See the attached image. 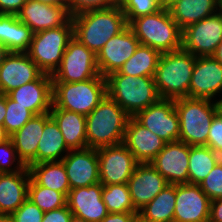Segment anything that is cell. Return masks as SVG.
Wrapping results in <instances>:
<instances>
[{"label":"cell","instance_id":"cell-33","mask_svg":"<svg viewBox=\"0 0 222 222\" xmlns=\"http://www.w3.org/2000/svg\"><path fill=\"white\" fill-rule=\"evenodd\" d=\"M160 56L161 53L159 51L140 44L118 72L134 77H154Z\"/></svg>","mask_w":222,"mask_h":222},{"label":"cell","instance_id":"cell-32","mask_svg":"<svg viewBox=\"0 0 222 222\" xmlns=\"http://www.w3.org/2000/svg\"><path fill=\"white\" fill-rule=\"evenodd\" d=\"M221 159L206 145L189 146L188 183L199 185Z\"/></svg>","mask_w":222,"mask_h":222},{"label":"cell","instance_id":"cell-43","mask_svg":"<svg viewBox=\"0 0 222 222\" xmlns=\"http://www.w3.org/2000/svg\"><path fill=\"white\" fill-rule=\"evenodd\" d=\"M72 213L68 205L62 208L44 212L42 222H70Z\"/></svg>","mask_w":222,"mask_h":222},{"label":"cell","instance_id":"cell-39","mask_svg":"<svg viewBox=\"0 0 222 222\" xmlns=\"http://www.w3.org/2000/svg\"><path fill=\"white\" fill-rule=\"evenodd\" d=\"M13 164L14 168L12 167ZM24 167L25 165L17 156L12 140L8 139L0 143V173L18 172Z\"/></svg>","mask_w":222,"mask_h":222},{"label":"cell","instance_id":"cell-29","mask_svg":"<svg viewBox=\"0 0 222 222\" xmlns=\"http://www.w3.org/2000/svg\"><path fill=\"white\" fill-rule=\"evenodd\" d=\"M69 151L58 124L51 117L38 143L37 163L61 161Z\"/></svg>","mask_w":222,"mask_h":222},{"label":"cell","instance_id":"cell-3","mask_svg":"<svg viewBox=\"0 0 222 222\" xmlns=\"http://www.w3.org/2000/svg\"><path fill=\"white\" fill-rule=\"evenodd\" d=\"M195 61L196 56L183 48L161 54L154 75L160 99L188 97Z\"/></svg>","mask_w":222,"mask_h":222},{"label":"cell","instance_id":"cell-50","mask_svg":"<svg viewBox=\"0 0 222 222\" xmlns=\"http://www.w3.org/2000/svg\"><path fill=\"white\" fill-rule=\"evenodd\" d=\"M180 0H159L162 8L169 9L171 6H173L176 2Z\"/></svg>","mask_w":222,"mask_h":222},{"label":"cell","instance_id":"cell-8","mask_svg":"<svg viewBox=\"0 0 222 222\" xmlns=\"http://www.w3.org/2000/svg\"><path fill=\"white\" fill-rule=\"evenodd\" d=\"M72 38L71 18L60 27L35 33L26 53L43 73L52 75L59 67L68 42Z\"/></svg>","mask_w":222,"mask_h":222},{"label":"cell","instance_id":"cell-15","mask_svg":"<svg viewBox=\"0 0 222 222\" xmlns=\"http://www.w3.org/2000/svg\"><path fill=\"white\" fill-rule=\"evenodd\" d=\"M42 73L26 52H7L0 64V94L7 95Z\"/></svg>","mask_w":222,"mask_h":222},{"label":"cell","instance_id":"cell-26","mask_svg":"<svg viewBox=\"0 0 222 222\" xmlns=\"http://www.w3.org/2000/svg\"><path fill=\"white\" fill-rule=\"evenodd\" d=\"M50 115L58 124L65 143L70 150L87 147L86 116L57 108L53 104Z\"/></svg>","mask_w":222,"mask_h":222},{"label":"cell","instance_id":"cell-53","mask_svg":"<svg viewBox=\"0 0 222 222\" xmlns=\"http://www.w3.org/2000/svg\"><path fill=\"white\" fill-rule=\"evenodd\" d=\"M217 113H219L222 116V99L219 98V100L215 101Z\"/></svg>","mask_w":222,"mask_h":222},{"label":"cell","instance_id":"cell-45","mask_svg":"<svg viewBox=\"0 0 222 222\" xmlns=\"http://www.w3.org/2000/svg\"><path fill=\"white\" fill-rule=\"evenodd\" d=\"M138 212L108 213L101 222H134Z\"/></svg>","mask_w":222,"mask_h":222},{"label":"cell","instance_id":"cell-47","mask_svg":"<svg viewBox=\"0 0 222 222\" xmlns=\"http://www.w3.org/2000/svg\"><path fill=\"white\" fill-rule=\"evenodd\" d=\"M5 114H6V95L0 94V125H3Z\"/></svg>","mask_w":222,"mask_h":222},{"label":"cell","instance_id":"cell-56","mask_svg":"<svg viewBox=\"0 0 222 222\" xmlns=\"http://www.w3.org/2000/svg\"><path fill=\"white\" fill-rule=\"evenodd\" d=\"M134 222H143L139 217Z\"/></svg>","mask_w":222,"mask_h":222},{"label":"cell","instance_id":"cell-1","mask_svg":"<svg viewBox=\"0 0 222 222\" xmlns=\"http://www.w3.org/2000/svg\"><path fill=\"white\" fill-rule=\"evenodd\" d=\"M73 37L90 49L95 55L114 35L128 24L119 5L88 10L72 16Z\"/></svg>","mask_w":222,"mask_h":222},{"label":"cell","instance_id":"cell-57","mask_svg":"<svg viewBox=\"0 0 222 222\" xmlns=\"http://www.w3.org/2000/svg\"><path fill=\"white\" fill-rule=\"evenodd\" d=\"M220 11L222 12V0H220Z\"/></svg>","mask_w":222,"mask_h":222},{"label":"cell","instance_id":"cell-19","mask_svg":"<svg viewBox=\"0 0 222 222\" xmlns=\"http://www.w3.org/2000/svg\"><path fill=\"white\" fill-rule=\"evenodd\" d=\"M127 184L137 212L169 185L150 163H138Z\"/></svg>","mask_w":222,"mask_h":222},{"label":"cell","instance_id":"cell-41","mask_svg":"<svg viewBox=\"0 0 222 222\" xmlns=\"http://www.w3.org/2000/svg\"><path fill=\"white\" fill-rule=\"evenodd\" d=\"M44 212L27 198L11 215L13 222H42Z\"/></svg>","mask_w":222,"mask_h":222},{"label":"cell","instance_id":"cell-38","mask_svg":"<svg viewBox=\"0 0 222 222\" xmlns=\"http://www.w3.org/2000/svg\"><path fill=\"white\" fill-rule=\"evenodd\" d=\"M199 186L211 201L222 198V159L200 182Z\"/></svg>","mask_w":222,"mask_h":222},{"label":"cell","instance_id":"cell-37","mask_svg":"<svg viewBox=\"0 0 222 222\" xmlns=\"http://www.w3.org/2000/svg\"><path fill=\"white\" fill-rule=\"evenodd\" d=\"M119 6L126 16L127 24L137 17L162 9L159 0H119Z\"/></svg>","mask_w":222,"mask_h":222},{"label":"cell","instance_id":"cell-2","mask_svg":"<svg viewBox=\"0 0 222 222\" xmlns=\"http://www.w3.org/2000/svg\"><path fill=\"white\" fill-rule=\"evenodd\" d=\"M131 116L108 95L86 116L87 147L99 149L123 143Z\"/></svg>","mask_w":222,"mask_h":222},{"label":"cell","instance_id":"cell-9","mask_svg":"<svg viewBox=\"0 0 222 222\" xmlns=\"http://www.w3.org/2000/svg\"><path fill=\"white\" fill-rule=\"evenodd\" d=\"M100 75L96 55L76 38H72L61 63L51 75L52 82H79Z\"/></svg>","mask_w":222,"mask_h":222},{"label":"cell","instance_id":"cell-31","mask_svg":"<svg viewBox=\"0 0 222 222\" xmlns=\"http://www.w3.org/2000/svg\"><path fill=\"white\" fill-rule=\"evenodd\" d=\"M176 201V184L167 185L139 212L143 222H173Z\"/></svg>","mask_w":222,"mask_h":222},{"label":"cell","instance_id":"cell-7","mask_svg":"<svg viewBox=\"0 0 222 222\" xmlns=\"http://www.w3.org/2000/svg\"><path fill=\"white\" fill-rule=\"evenodd\" d=\"M179 115V141L189 146L206 145L212 119L217 113L215 101L200 98L175 99Z\"/></svg>","mask_w":222,"mask_h":222},{"label":"cell","instance_id":"cell-10","mask_svg":"<svg viewBox=\"0 0 222 222\" xmlns=\"http://www.w3.org/2000/svg\"><path fill=\"white\" fill-rule=\"evenodd\" d=\"M221 41L220 10L182 30V48L196 57L212 56Z\"/></svg>","mask_w":222,"mask_h":222},{"label":"cell","instance_id":"cell-4","mask_svg":"<svg viewBox=\"0 0 222 222\" xmlns=\"http://www.w3.org/2000/svg\"><path fill=\"white\" fill-rule=\"evenodd\" d=\"M129 27L141 45L149 46L162 53L182 48V30L173 20L168 9L133 19Z\"/></svg>","mask_w":222,"mask_h":222},{"label":"cell","instance_id":"cell-13","mask_svg":"<svg viewBox=\"0 0 222 222\" xmlns=\"http://www.w3.org/2000/svg\"><path fill=\"white\" fill-rule=\"evenodd\" d=\"M139 45V40L127 25L120 33L109 39L96 55L100 75L106 77L118 71Z\"/></svg>","mask_w":222,"mask_h":222},{"label":"cell","instance_id":"cell-27","mask_svg":"<svg viewBox=\"0 0 222 222\" xmlns=\"http://www.w3.org/2000/svg\"><path fill=\"white\" fill-rule=\"evenodd\" d=\"M33 35L17 15L0 14V43L7 52H27Z\"/></svg>","mask_w":222,"mask_h":222},{"label":"cell","instance_id":"cell-18","mask_svg":"<svg viewBox=\"0 0 222 222\" xmlns=\"http://www.w3.org/2000/svg\"><path fill=\"white\" fill-rule=\"evenodd\" d=\"M222 92V65L212 56L196 57L188 97L210 99Z\"/></svg>","mask_w":222,"mask_h":222},{"label":"cell","instance_id":"cell-21","mask_svg":"<svg viewBox=\"0 0 222 222\" xmlns=\"http://www.w3.org/2000/svg\"><path fill=\"white\" fill-rule=\"evenodd\" d=\"M102 190L103 184L101 182L70 189L67 205L71 213L88 222H101L109 213L102 200Z\"/></svg>","mask_w":222,"mask_h":222},{"label":"cell","instance_id":"cell-34","mask_svg":"<svg viewBox=\"0 0 222 222\" xmlns=\"http://www.w3.org/2000/svg\"><path fill=\"white\" fill-rule=\"evenodd\" d=\"M102 200L109 213L137 212L127 183L103 185Z\"/></svg>","mask_w":222,"mask_h":222},{"label":"cell","instance_id":"cell-44","mask_svg":"<svg viewBox=\"0 0 222 222\" xmlns=\"http://www.w3.org/2000/svg\"><path fill=\"white\" fill-rule=\"evenodd\" d=\"M27 0H0V14H14L20 11Z\"/></svg>","mask_w":222,"mask_h":222},{"label":"cell","instance_id":"cell-54","mask_svg":"<svg viewBox=\"0 0 222 222\" xmlns=\"http://www.w3.org/2000/svg\"><path fill=\"white\" fill-rule=\"evenodd\" d=\"M6 54H7V50L3 48V46L0 43V64L2 63V60Z\"/></svg>","mask_w":222,"mask_h":222},{"label":"cell","instance_id":"cell-36","mask_svg":"<svg viewBox=\"0 0 222 222\" xmlns=\"http://www.w3.org/2000/svg\"><path fill=\"white\" fill-rule=\"evenodd\" d=\"M33 116L34 114L30 110L6 95V114L3 126L9 136L22 128Z\"/></svg>","mask_w":222,"mask_h":222},{"label":"cell","instance_id":"cell-14","mask_svg":"<svg viewBox=\"0 0 222 222\" xmlns=\"http://www.w3.org/2000/svg\"><path fill=\"white\" fill-rule=\"evenodd\" d=\"M211 200L197 184H176L173 222H208Z\"/></svg>","mask_w":222,"mask_h":222},{"label":"cell","instance_id":"cell-6","mask_svg":"<svg viewBox=\"0 0 222 222\" xmlns=\"http://www.w3.org/2000/svg\"><path fill=\"white\" fill-rule=\"evenodd\" d=\"M107 95L106 77L79 82H52V104L87 116Z\"/></svg>","mask_w":222,"mask_h":222},{"label":"cell","instance_id":"cell-23","mask_svg":"<svg viewBox=\"0 0 222 222\" xmlns=\"http://www.w3.org/2000/svg\"><path fill=\"white\" fill-rule=\"evenodd\" d=\"M123 144L134 155L138 163H150L164 148L166 142L130 117Z\"/></svg>","mask_w":222,"mask_h":222},{"label":"cell","instance_id":"cell-25","mask_svg":"<svg viewBox=\"0 0 222 222\" xmlns=\"http://www.w3.org/2000/svg\"><path fill=\"white\" fill-rule=\"evenodd\" d=\"M29 168L0 173V214L12 215L28 198Z\"/></svg>","mask_w":222,"mask_h":222},{"label":"cell","instance_id":"cell-49","mask_svg":"<svg viewBox=\"0 0 222 222\" xmlns=\"http://www.w3.org/2000/svg\"><path fill=\"white\" fill-rule=\"evenodd\" d=\"M214 59H216L222 65V41L217 46L214 54L212 55Z\"/></svg>","mask_w":222,"mask_h":222},{"label":"cell","instance_id":"cell-16","mask_svg":"<svg viewBox=\"0 0 222 222\" xmlns=\"http://www.w3.org/2000/svg\"><path fill=\"white\" fill-rule=\"evenodd\" d=\"M61 161L71 189L100 182L97 149L86 147L70 150Z\"/></svg>","mask_w":222,"mask_h":222},{"label":"cell","instance_id":"cell-51","mask_svg":"<svg viewBox=\"0 0 222 222\" xmlns=\"http://www.w3.org/2000/svg\"><path fill=\"white\" fill-rule=\"evenodd\" d=\"M10 139V136L7 134L5 127L0 125V143H3Z\"/></svg>","mask_w":222,"mask_h":222},{"label":"cell","instance_id":"cell-28","mask_svg":"<svg viewBox=\"0 0 222 222\" xmlns=\"http://www.w3.org/2000/svg\"><path fill=\"white\" fill-rule=\"evenodd\" d=\"M181 30L220 10V0H180L169 9Z\"/></svg>","mask_w":222,"mask_h":222},{"label":"cell","instance_id":"cell-24","mask_svg":"<svg viewBox=\"0 0 222 222\" xmlns=\"http://www.w3.org/2000/svg\"><path fill=\"white\" fill-rule=\"evenodd\" d=\"M50 112L34 115L22 128L10 136L18 158L25 166L37 164V149Z\"/></svg>","mask_w":222,"mask_h":222},{"label":"cell","instance_id":"cell-11","mask_svg":"<svg viewBox=\"0 0 222 222\" xmlns=\"http://www.w3.org/2000/svg\"><path fill=\"white\" fill-rule=\"evenodd\" d=\"M133 118L166 143L179 141V115L175 109V100L159 99L146 109L137 112Z\"/></svg>","mask_w":222,"mask_h":222},{"label":"cell","instance_id":"cell-30","mask_svg":"<svg viewBox=\"0 0 222 222\" xmlns=\"http://www.w3.org/2000/svg\"><path fill=\"white\" fill-rule=\"evenodd\" d=\"M28 168L31 178L38 185L68 196L71 188L62 161L37 163L29 165Z\"/></svg>","mask_w":222,"mask_h":222},{"label":"cell","instance_id":"cell-22","mask_svg":"<svg viewBox=\"0 0 222 222\" xmlns=\"http://www.w3.org/2000/svg\"><path fill=\"white\" fill-rule=\"evenodd\" d=\"M7 95L34 115L48 113L52 107V77L42 73L36 80L10 91Z\"/></svg>","mask_w":222,"mask_h":222},{"label":"cell","instance_id":"cell-12","mask_svg":"<svg viewBox=\"0 0 222 222\" xmlns=\"http://www.w3.org/2000/svg\"><path fill=\"white\" fill-rule=\"evenodd\" d=\"M100 182L103 185L125 184L138 162L123 144L97 149Z\"/></svg>","mask_w":222,"mask_h":222},{"label":"cell","instance_id":"cell-55","mask_svg":"<svg viewBox=\"0 0 222 222\" xmlns=\"http://www.w3.org/2000/svg\"><path fill=\"white\" fill-rule=\"evenodd\" d=\"M70 222H88V221L84 220L83 218H79V217L72 215Z\"/></svg>","mask_w":222,"mask_h":222},{"label":"cell","instance_id":"cell-46","mask_svg":"<svg viewBox=\"0 0 222 222\" xmlns=\"http://www.w3.org/2000/svg\"><path fill=\"white\" fill-rule=\"evenodd\" d=\"M209 220L211 222H222V198L211 201Z\"/></svg>","mask_w":222,"mask_h":222},{"label":"cell","instance_id":"cell-40","mask_svg":"<svg viewBox=\"0 0 222 222\" xmlns=\"http://www.w3.org/2000/svg\"><path fill=\"white\" fill-rule=\"evenodd\" d=\"M119 5V0H68L71 16L88 10L107 9Z\"/></svg>","mask_w":222,"mask_h":222},{"label":"cell","instance_id":"cell-17","mask_svg":"<svg viewBox=\"0 0 222 222\" xmlns=\"http://www.w3.org/2000/svg\"><path fill=\"white\" fill-rule=\"evenodd\" d=\"M189 145L175 141L164 148L150 162L169 184L188 183Z\"/></svg>","mask_w":222,"mask_h":222},{"label":"cell","instance_id":"cell-35","mask_svg":"<svg viewBox=\"0 0 222 222\" xmlns=\"http://www.w3.org/2000/svg\"><path fill=\"white\" fill-rule=\"evenodd\" d=\"M28 198L43 212L62 208L67 205V197L58 191L38 185L30 178Z\"/></svg>","mask_w":222,"mask_h":222},{"label":"cell","instance_id":"cell-42","mask_svg":"<svg viewBox=\"0 0 222 222\" xmlns=\"http://www.w3.org/2000/svg\"><path fill=\"white\" fill-rule=\"evenodd\" d=\"M207 146L222 157V116L219 113H216L212 119Z\"/></svg>","mask_w":222,"mask_h":222},{"label":"cell","instance_id":"cell-5","mask_svg":"<svg viewBox=\"0 0 222 222\" xmlns=\"http://www.w3.org/2000/svg\"><path fill=\"white\" fill-rule=\"evenodd\" d=\"M106 82L107 95L131 117L160 99L154 77H134L116 71L106 76Z\"/></svg>","mask_w":222,"mask_h":222},{"label":"cell","instance_id":"cell-20","mask_svg":"<svg viewBox=\"0 0 222 222\" xmlns=\"http://www.w3.org/2000/svg\"><path fill=\"white\" fill-rule=\"evenodd\" d=\"M17 18L33 33L53 29L66 24L71 14L66 6L49 5L35 0H27L17 13Z\"/></svg>","mask_w":222,"mask_h":222},{"label":"cell","instance_id":"cell-48","mask_svg":"<svg viewBox=\"0 0 222 222\" xmlns=\"http://www.w3.org/2000/svg\"><path fill=\"white\" fill-rule=\"evenodd\" d=\"M35 1L49 5L66 6L68 8V0H35Z\"/></svg>","mask_w":222,"mask_h":222},{"label":"cell","instance_id":"cell-52","mask_svg":"<svg viewBox=\"0 0 222 222\" xmlns=\"http://www.w3.org/2000/svg\"><path fill=\"white\" fill-rule=\"evenodd\" d=\"M0 222H13L11 215L0 214Z\"/></svg>","mask_w":222,"mask_h":222}]
</instances>
